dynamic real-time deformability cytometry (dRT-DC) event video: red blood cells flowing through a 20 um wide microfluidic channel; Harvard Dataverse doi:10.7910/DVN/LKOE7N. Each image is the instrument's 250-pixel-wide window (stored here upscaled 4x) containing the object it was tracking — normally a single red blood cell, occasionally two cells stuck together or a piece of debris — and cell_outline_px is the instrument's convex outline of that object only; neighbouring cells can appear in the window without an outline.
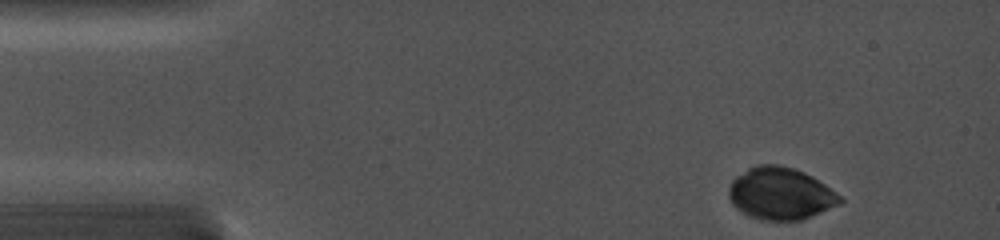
{"species": "common noctule bat (a hibernating species)", "species_latin": "Nyctalus noctula", "temperature_condition": "cold", "stored_images_in_passage": 5, "camera_frame_rate_fps": 5000, "um_per_image_px": 0.085, "animal": {"sex": "female", "body_mass_g": 19.0, "forearm_length_mm": 56.7}, "frame": {"image": 1, "passage_image": 1, "time_ms": 0.0, "image_size_px": [1000, 240], "cell_outline_px": [[844, 200], [840, 204], [804, 220], [760, 220], [748, 216], [740, 212], [732, 204], [728, 196], [728, 188], [732, 180], [736, 176], [748, 168], [756, 164], [780, 164], [804, 172], [812, 176], [836, 192]], "centroid_in_image_um": [66.32, 16.46], "position_along_channel_um": 18.7, "area_um2": 34.16}}